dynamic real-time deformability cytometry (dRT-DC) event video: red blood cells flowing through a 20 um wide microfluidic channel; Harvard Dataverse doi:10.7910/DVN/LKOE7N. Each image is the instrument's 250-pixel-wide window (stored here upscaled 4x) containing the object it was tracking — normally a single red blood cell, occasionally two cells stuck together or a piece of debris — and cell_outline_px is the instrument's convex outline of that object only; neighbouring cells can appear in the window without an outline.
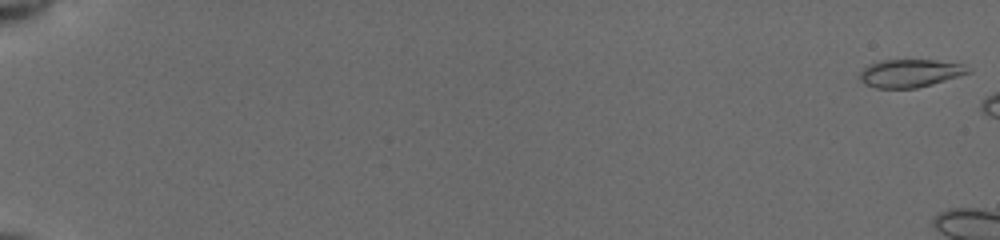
{"species": "common noctule bat (a hibernating species)", "species_latin": "Nyctalus noctula", "temperature_condition": "cold", "stored_images_in_passage": 6, "camera_frame_rate_fps": 3000, "um_per_image_px": 0.085, "animal": {"sex": "female", "body_mass_g": 19.5, "forearm_length_mm": 54.1}, "frame": {"image": 1, "passage_image": 1, "time_ms": 0.0, "image_size_px": [1000, 240], "cell_outline_px": [[972, 72], [932, 84], [916, 88], [876, 88], [864, 84], [856, 76], [868, 64], [880, 60], [932, 60], [964, 64]], "centroid_in_image_um": [77.3, 6.22], "position_along_channel_um": 7.7, "area_um2": 17.74}}